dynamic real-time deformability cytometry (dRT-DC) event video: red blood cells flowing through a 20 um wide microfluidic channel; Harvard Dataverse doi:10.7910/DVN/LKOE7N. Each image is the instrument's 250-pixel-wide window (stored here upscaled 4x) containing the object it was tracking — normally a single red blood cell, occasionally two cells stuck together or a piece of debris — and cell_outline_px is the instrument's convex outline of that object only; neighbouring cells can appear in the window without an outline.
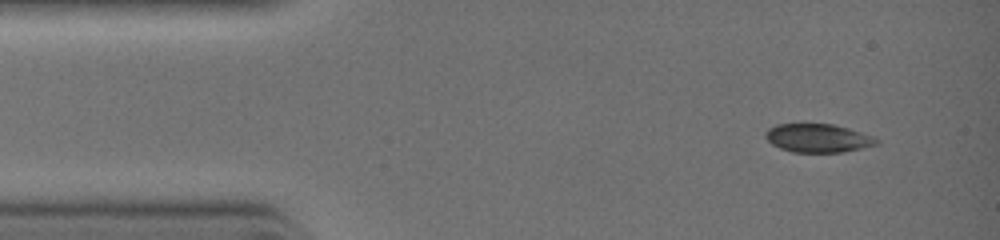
{"species": "common noctule bat (a hibernating species)", "species_latin": "Nyctalus noctula", "temperature_condition": "warm", "stored_images_in_passage": 32, "camera_frame_rate_fps": 3000, "um_per_image_px": 0.085, "animal": {"sex": "female", "body_mass_g": 19.0, "forearm_length_mm": 51.5}, "frame": {"image": 1, "passage_image": 2, "time_ms": 0.333, "image_size_px": [1000, 240], "cell_outline_px": [[880, 144], [844, 152], [792, 152], [780, 148], [772, 144], [764, 136], [768, 128], [776, 124], [832, 124], [848, 128], [872, 136], [880, 140]], "centroid_in_image_um": [69.54, 11.74], "position_along_channel_um": 15.5, "area_um2": 18.44}}
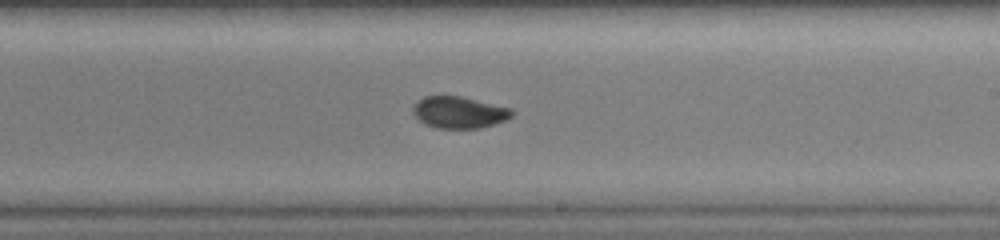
{"frame": {"image": 2, "passage_image": 18, "time_ms": 5.667, "image_size_px": [1000, 240], "cell_outline_px": [[516, 112], [512, 116], [496, 124], [480, 128], [436, 128], [424, 124], [412, 112], [412, 108], [424, 96], [460, 96], [512, 108]], "centroid_in_image_um": [39.06, 9.56], "position_along_channel_um": 249.9, "area_um2": 18.26}}
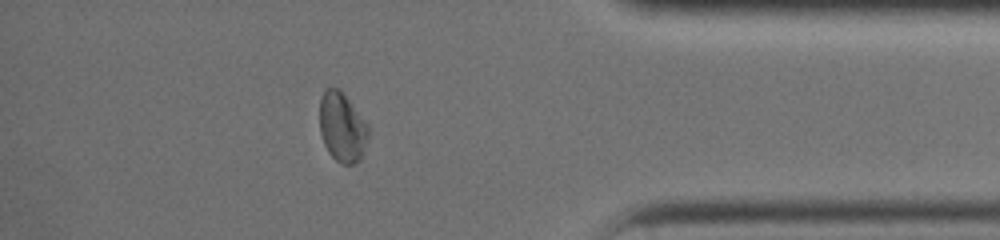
{"frame": {"image": 3, "passage_image": 27, "time_ms": 8.667, "image_size_px": [1000, 240], "cell_outline_px": [[368, 136], [360, 160], [352, 164], [340, 164], [328, 152], [324, 144], [320, 132], [320, 100], [324, 92], [328, 88], [340, 88], [344, 92], [368, 124]], "centroid_in_image_um": [29.08, 10.8], "position_along_channel_um": 406.1, "area_um2": 19.77}}